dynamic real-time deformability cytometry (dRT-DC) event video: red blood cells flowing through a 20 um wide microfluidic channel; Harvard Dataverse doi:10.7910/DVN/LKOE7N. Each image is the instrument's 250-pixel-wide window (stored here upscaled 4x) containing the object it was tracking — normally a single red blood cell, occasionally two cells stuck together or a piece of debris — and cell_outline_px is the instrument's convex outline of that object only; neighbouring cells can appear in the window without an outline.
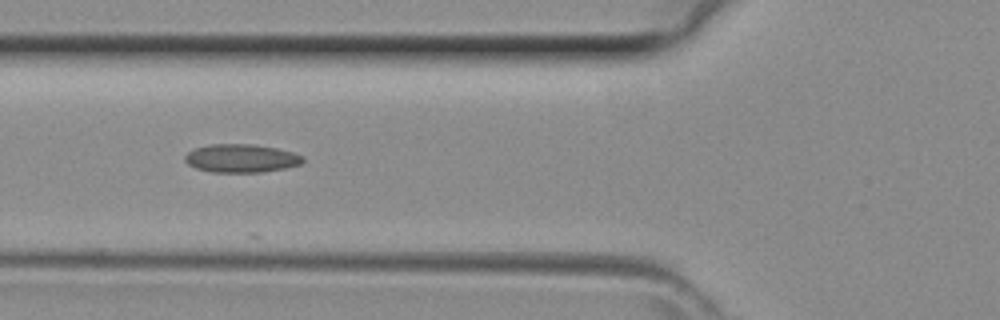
{"species": "common noctule bat (a hibernating species)", "species_latin": "Nyctalus noctula", "temperature_condition": "room temperature", "stored_images_in_passage": 13, "camera_frame_rate_fps": 3000, "um_per_image_px": 0.085, "animal": {"sex": "female", "body_mass_g": 29.2, "forearm_length_mm": 56.3}, "frame": {"image": 1, "passage_image": 3, "time_ms": 0.667, "image_size_px": [1000, 320], "cell_outline_px": [[304, 160], [300, 164], [284, 168], [264, 172], [212, 172], [196, 168], [188, 164], [184, 160], [184, 156], [188, 152], [196, 148], [208, 144], [252, 144], [276, 148], [292, 152], [304, 156]], "centroid_in_image_um": [20.49, 13.45], "position_along_channel_um": 105.3, "area_um2": 19.42}}
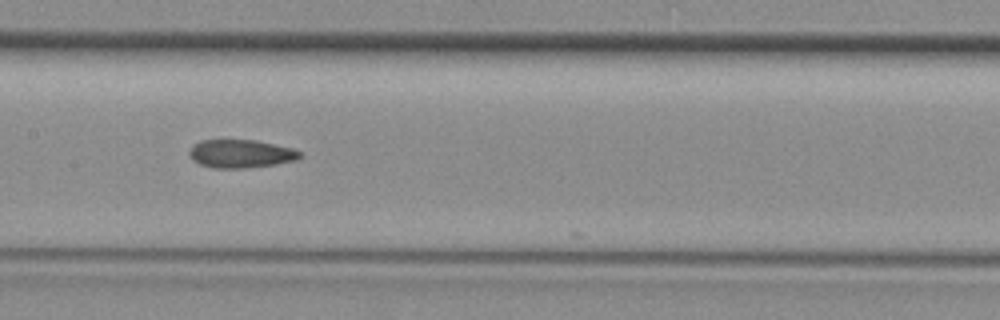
{"frame": {"image": 2, "passage_image": 8, "time_ms": 2.333, "image_size_px": [1000, 320], "cell_outline_px": [[304, 156], [296, 160], [276, 164], [244, 168], [212, 168], [200, 164], [192, 160], [188, 156], [188, 152], [192, 144], [200, 140], [256, 140], [292, 148], [300, 152]], "centroid_in_image_um": [20.43, 13.06], "position_along_channel_um": 187.0, "area_um2": 18.38}}
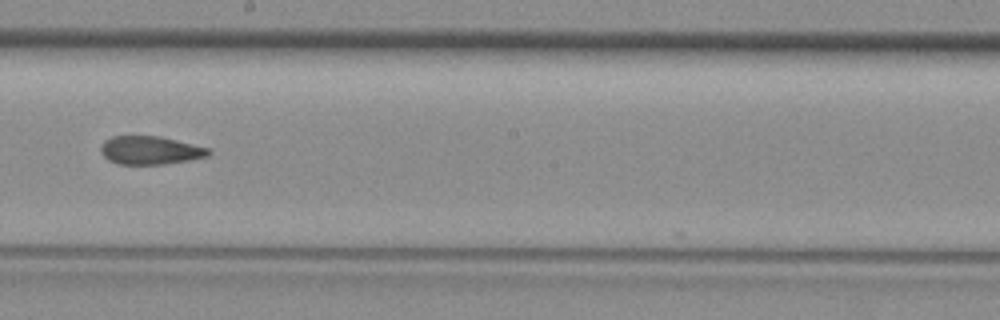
{"frame": {"image": 3, "passage_image": 11, "time_ms": 3.333, "image_size_px": [1000, 320], "cell_outline_px": [[212, 152], [208, 156], [188, 160], [164, 164], [116, 164], [108, 160], [100, 152], [100, 148], [104, 140], [112, 136], [160, 136], [208, 148]], "centroid_in_image_um": [12.73, 12.77], "position_along_channel_um": 235.5, "area_um2": 17.74}}